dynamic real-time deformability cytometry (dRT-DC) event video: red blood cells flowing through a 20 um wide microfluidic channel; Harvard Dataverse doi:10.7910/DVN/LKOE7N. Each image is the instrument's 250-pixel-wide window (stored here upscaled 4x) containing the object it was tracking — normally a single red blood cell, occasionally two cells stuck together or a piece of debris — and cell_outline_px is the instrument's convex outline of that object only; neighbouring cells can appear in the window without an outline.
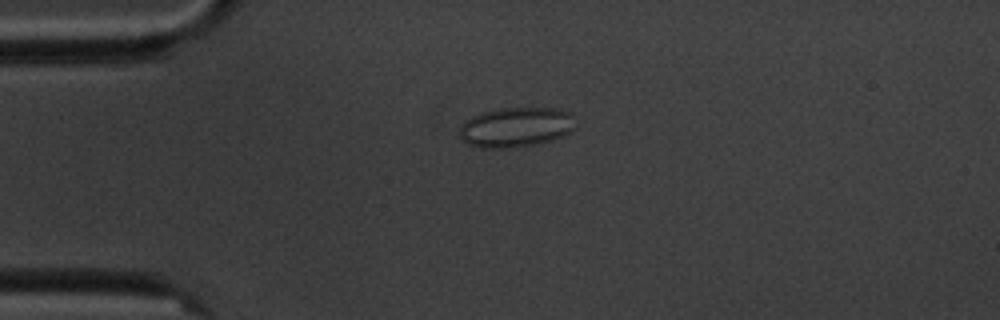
{"species": "common noctule bat (a hibernating species)", "species_latin": "Nyctalus noctula", "temperature_condition": "cold", "stored_images_in_passage": 5, "camera_frame_rate_fps": 3000, "um_per_image_px": 0.085, "animal": {"sex": "male", "body_mass_g": 20.1, "forearm_length_mm": 53.5}, "frame": {"image": 1, "passage_image": 4, "time_ms": 3.667, "image_size_px": [1000, 320], "cell_outline_px": [[576, 128], [572, 132], [552, 140], [536, 144], [508, 148], [480, 148], [468, 144], [460, 140], [460, 128], [464, 120], [480, 112], [500, 108], [560, 108], [572, 112]], "centroid_in_image_um": [43.87, 10.8], "position_along_channel_um": 41.1, "area_um2": 27.46}}